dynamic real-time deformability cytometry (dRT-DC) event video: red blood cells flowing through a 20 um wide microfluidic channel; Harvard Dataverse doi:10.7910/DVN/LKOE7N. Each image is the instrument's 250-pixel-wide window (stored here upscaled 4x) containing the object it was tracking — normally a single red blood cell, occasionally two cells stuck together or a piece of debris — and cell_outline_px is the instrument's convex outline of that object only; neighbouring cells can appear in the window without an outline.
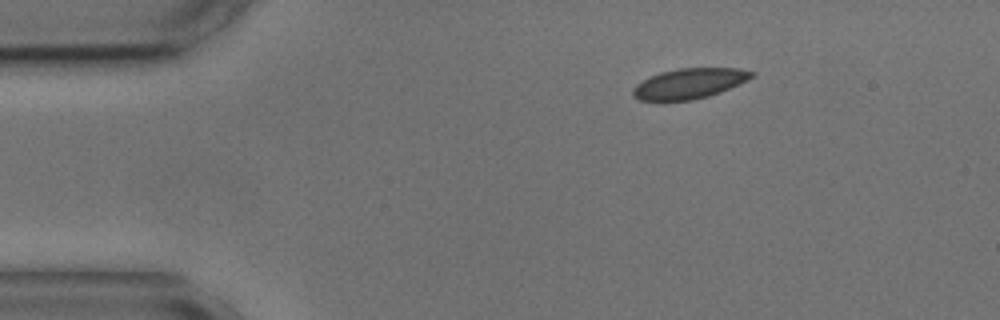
{"species": "common noctule bat (a hibernating species)", "species_latin": "Nyctalus noctula", "temperature_condition": "cold", "stored_images_in_passage": 48, "camera_frame_rate_fps": 3000, "um_per_image_px": 0.085, "animal": {"sex": "male", "body_mass_g": 17.9, "forearm_length_mm": 54.2}, "frame": {"image": 1, "passage_image": 1, "time_ms": 0.0, "image_size_px": [1000, 320], "cell_outline_px": [[756, 72], [752, 76], [720, 92], [708, 96], [692, 100], [640, 100], [632, 96], [632, 88], [636, 84], [660, 72], [680, 68], [736, 68]], "centroid_in_image_um": [58.54, 7.09], "position_along_channel_um": 26.5, "area_um2": 20.52}}
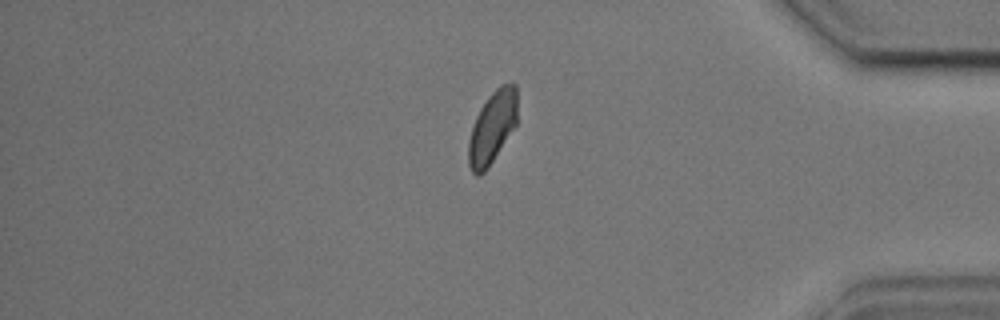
{"frame": {"image": 2, "passage_image": 39, "time_ms": 12.667, "image_size_px": [1000, 320], "cell_outline_px": [[516, 124], [488, 168], [480, 176], [476, 176], [472, 172], [468, 164], [468, 144], [472, 128], [476, 116], [480, 108], [488, 96], [500, 84], [516, 84]], "centroid_in_image_um": [41.82, 10.85], "position_along_channel_um": 393.4, "area_um2": 20.35}}
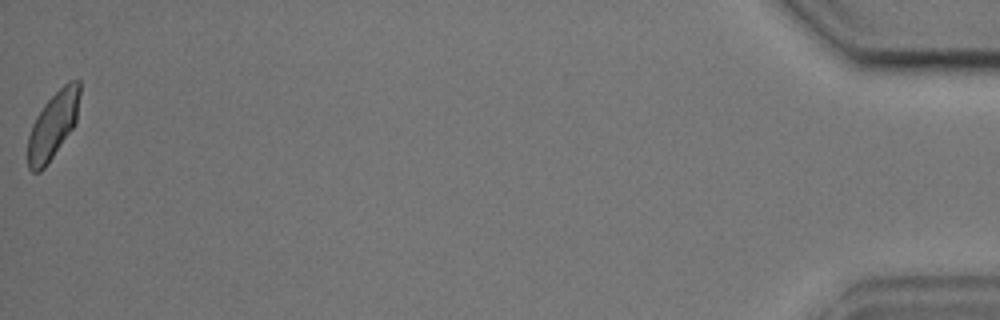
{"frame": {"image": 3, "passage_image": 48, "time_ms": 15.667, "image_size_px": [1000, 320], "cell_outline_px": [[80, 92], [76, 124], [48, 164], [40, 172], [32, 172], [28, 168], [28, 136], [32, 124], [36, 116], [44, 104], [68, 80], [80, 80]], "centroid_in_image_um": [4.51, 10.66], "position_along_channel_um": 430.7, "area_um2": 20.35}, "authors_computed_cell_mechanics": {"area_um2": 21.097, "velocity_mm_per_s": 3.5685, "shape_relaxation_time_tau1_ms": 4.1663, "shape_relaxation_time_tau2_ms": 0.6895, "deformation_change_tau1": 0.1024, "deformation_change_tau2": 0.0444}}